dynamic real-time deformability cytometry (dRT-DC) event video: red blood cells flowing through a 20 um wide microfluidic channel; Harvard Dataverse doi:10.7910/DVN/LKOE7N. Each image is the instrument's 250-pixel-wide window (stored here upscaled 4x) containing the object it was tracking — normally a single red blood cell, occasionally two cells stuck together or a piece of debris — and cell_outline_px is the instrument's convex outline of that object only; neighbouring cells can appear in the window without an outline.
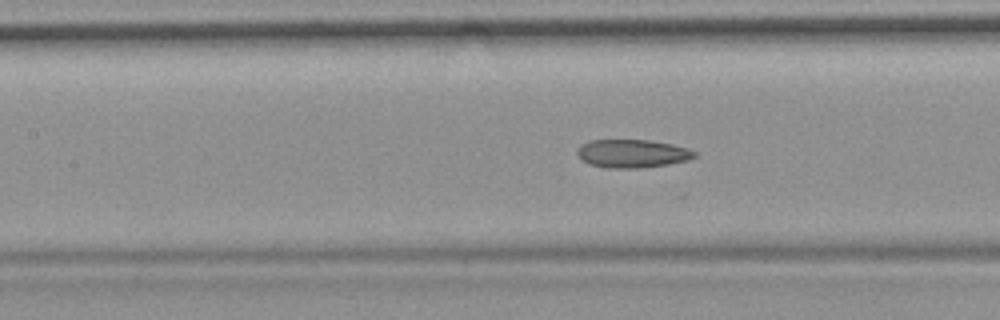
{"species": "common noctule bat (a hibernating species)", "species_latin": "Nyctalus noctula", "temperature_condition": "room temperature", "stored_images_in_passage": 54, "camera_frame_rate_fps": 3000, "um_per_image_px": 0.085, "animal": {"sex": "female", "body_mass_g": 19.9}, "frame": {"image": 1, "passage_image": 24, "time_ms": 7.667, "image_size_px": [1000, 320], "cell_outline_px": [[696, 156], [688, 160], [668, 164], [640, 168], [608, 168], [588, 164], [580, 160], [576, 152], [576, 148], [580, 144], [588, 140], [648, 140], [672, 144], [688, 148], [696, 152]], "centroid_in_image_um": [53.69, 13.05], "position_along_channel_um": 153.7, "area_um2": 19.54}, "authors_computed_cell_mechanics": {"area_um2": 20.3167, "velocity_mm_per_s": 3.712, "shape_relaxation_time_tau1_ms": null, "shape_relaxation_time_tau2_ms": 2.6499, "deformation_change_tau1": null, "deformation_change_tau2": 0.1034}}